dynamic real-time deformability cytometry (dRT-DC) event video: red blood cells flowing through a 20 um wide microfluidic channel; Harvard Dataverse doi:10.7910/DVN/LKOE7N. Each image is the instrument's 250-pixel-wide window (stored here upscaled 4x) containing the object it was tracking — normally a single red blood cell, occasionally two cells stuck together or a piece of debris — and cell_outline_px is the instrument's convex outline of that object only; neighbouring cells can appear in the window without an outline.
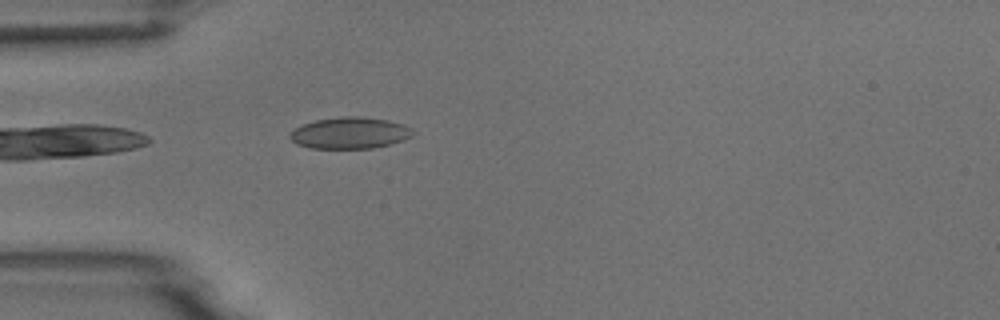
{"species": "common noctule bat (a hibernating species)", "species_latin": "Nyctalus noctula", "temperature_condition": "room temperature", "stored_images_in_passage": 4, "camera_frame_rate_fps": 3000, "um_per_image_px": 0.085, "animal": {"sex": "male", "body_mass_g": 18.8}, "frame": {"image": 1, "passage_image": 4, "time_ms": 4.333, "image_size_px": [1000, 320], "cell_outline_px": [[416, 132], [412, 136], [404, 140], [372, 148], [312, 148], [296, 144], [288, 136], [296, 128], [304, 124], [316, 120], [340, 116], [360, 116], [388, 120], [404, 124], [412, 128]], "centroid_in_image_um": [29.78, 11.29], "position_along_channel_um": 55.2, "area_um2": 22.54}}